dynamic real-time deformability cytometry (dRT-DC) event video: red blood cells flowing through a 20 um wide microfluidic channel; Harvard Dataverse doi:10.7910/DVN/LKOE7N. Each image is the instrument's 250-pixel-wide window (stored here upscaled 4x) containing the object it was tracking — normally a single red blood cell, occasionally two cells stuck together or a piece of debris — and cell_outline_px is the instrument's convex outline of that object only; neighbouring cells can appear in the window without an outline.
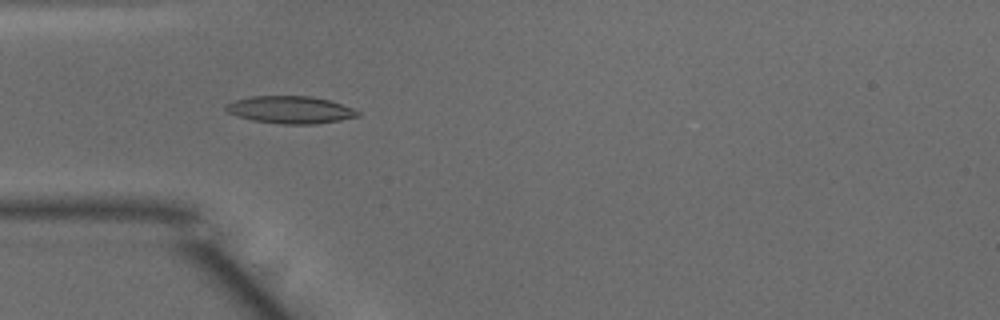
{"species": "common noctule bat (a hibernating species)", "species_latin": "Nyctalus noctula", "temperature_condition": "warm", "stored_images_in_passage": 48, "camera_frame_rate_fps": 3000, "um_per_image_px": 0.085, "animal": {"sex": "male", "body_mass_g": 15.6}, "frame": {"image": 1, "passage_image": 14, "time_ms": 4.333, "image_size_px": [1000, 320], "cell_outline_px": [[360, 116], [340, 120], [316, 124], [280, 124], [252, 120], [228, 112], [224, 108], [224, 104], [236, 100], [252, 96], [312, 96], [328, 100], [352, 108], [360, 112]], "centroid_in_image_um": [24.68, 9.33], "position_along_channel_um": 60.3, "area_um2": 20.92}}
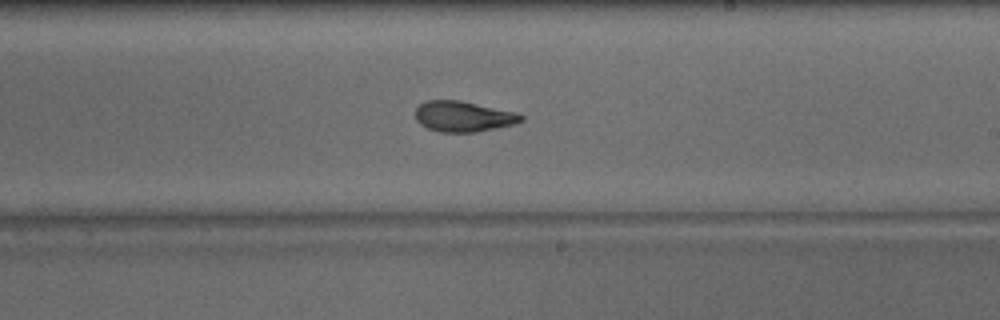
{"frame": {"image": 2, "passage_image": 28, "time_ms": 9.0, "image_size_px": [1000, 320], "cell_outline_px": [[524, 120], [516, 124], [476, 132], [440, 132], [428, 128], [420, 124], [416, 120], [416, 108], [420, 104], [428, 100], [460, 100], [512, 112], [524, 116]], "centroid_in_image_um": [39.36, 9.91], "position_along_channel_um": 249.6, "area_um2": 18.67}}
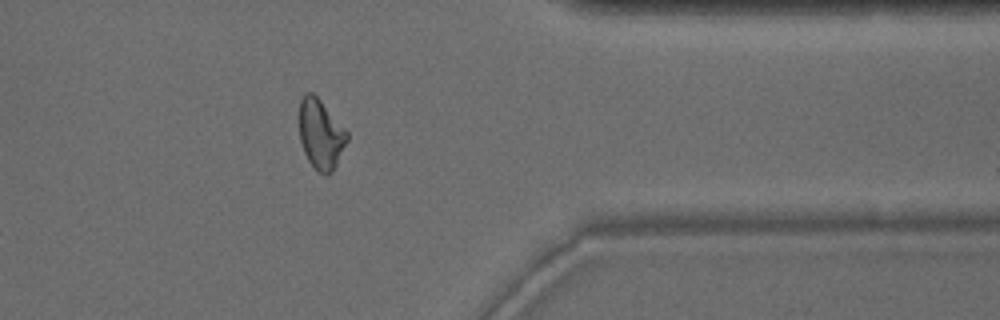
{"frame": {"image": 3, "passage_image": 39, "time_ms": 12.667, "image_size_px": [1000, 320], "cell_outline_px": [[348, 140], [332, 172], [328, 176], [324, 176], [308, 160], [304, 152], [300, 140], [300, 100], [304, 92], [312, 92], [320, 100], [348, 132]], "centroid_in_image_um": [27.26, 11.41], "position_along_channel_um": 384.1, "area_um2": 19.19}, "authors_computed_cell_mechanics": {"area_um2": 19.4208, "velocity_mm_per_s": 4.0804, "shape_relaxation_time_tau1_ms": 8.1417, "shape_relaxation_time_tau2_ms": 1.7336, "deformation_change_tau1": 0.2356, "deformation_change_tau2": 0.0865}}